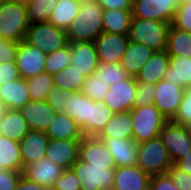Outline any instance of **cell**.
I'll return each mask as SVG.
<instances>
[{
	"label": "cell",
	"mask_w": 191,
	"mask_h": 190,
	"mask_svg": "<svg viewBox=\"0 0 191 190\" xmlns=\"http://www.w3.org/2000/svg\"><path fill=\"white\" fill-rule=\"evenodd\" d=\"M169 66V56L167 52H154L151 58L141 68L139 74L135 77L137 82L157 84L163 80V76Z\"/></svg>",
	"instance_id": "cell-27"
},
{
	"label": "cell",
	"mask_w": 191,
	"mask_h": 190,
	"mask_svg": "<svg viewBox=\"0 0 191 190\" xmlns=\"http://www.w3.org/2000/svg\"><path fill=\"white\" fill-rule=\"evenodd\" d=\"M49 138L44 131H32L19 142L23 168L45 157Z\"/></svg>",
	"instance_id": "cell-20"
},
{
	"label": "cell",
	"mask_w": 191,
	"mask_h": 190,
	"mask_svg": "<svg viewBox=\"0 0 191 190\" xmlns=\"http://www.w3.org/2000/svg\"><path fill=\"white\" fill-rule=\"evenodd\" d=\"M19 110L32 131L46 132L56 115L46 101H29Z\"/></svg>",
	"instance_id": "cell-15"
},
{
	"label": "cell",
	"mask_w": 191,
	"mask_h": 190,
	"mask_svg": "<svg viewBox=\"0 0 191 190\" xmlns=\"http://www.w3.org/2000/svg\"><path fill=\"white\" fill-rule=\"evenodd\" d=\"M136 93V78L129 76L125 80L110 85L102 102L115 113L131 111L134 108Z\"/></svg>",
	"instance_id": "cell-10"
},
{
	"label": "cell",
	"mask_w": 191,
	"mask_h": 190,
	"mask_svg": "<svg viewBox=\"0 0 191 190\" xmlns=\"http://www.w3.org/2000/svg\"><path fill=\"white\" fill-rule=\"evenodd\" d=\"M155 85L145 82H137V93L134 107L151 105L154 103Z\"/></svg>",
	"instance_id": "cell-43"
},
{
	"label": "cell",
	"mask_w": 191,
	"mask_h": 190,
	"mask_svg": "<svg viewBox=\"0 0 191 190\" xmlns=\"http://www.w3.org/2000/svg\"><path fill=\"white\" fill-rule=\"evenodd\" d=\"M165 51L167 55L191 57V32L180 30L171 24L167 32Z\"/></svg>",
	"instance_id": "cell-31"
},
{
	"label": "cell",
	"mask_w": 191,
	"mask_h": 190,
	"mask_svg": "<svg viewBox=\"0 0 191 190\" xmlns=\"http://www.w3.org/2000/svg\"><path fill=\"white\" fill-rule=\"evenodd\" d=\"M45 133L49 139L81 140L83 138L76 121L66 113H56Z\"/></svg>",
	"instance_id": "cell-25"
},
{
	"label": "cell",
	"mask_w": 191,
	"mask_h": 190,
	"mask_svg": "<svg viewBox=\"0 0 191 190\" xmlns=\"http://www.w3.org/2000/svg\"><path fill=\"white\" fill-rule=\"evenodd\" d=\"M63 113L73 118L80 127L83 136H87V120L90 113V98L82 92L72 91L64 100Z\"/></svg>",
	"instance_id": "cell-22"
},
{
	"label": "cell",
	"mask_w": 191,
	"mask_h": 190,
	"mask_svg": "<svg viewBox=\"0 0 191 190\" xmlns=\"http://www.w3.org/2000/svg\"><path fill=\"white\" fill-rule=\"evenodd\" d=\"M80 140L49 139L45 157L64 169L79 159Z\"/></svg>",
	"instance_id": "cell-16"
},
{
	"label": "cell",
	"mask_w": 191,
	"mask_h": 190,
	"mask_svg": "<svg viewBox=\"0 0 191 190\" xmlns=\"http://www.w3.org/2000/svg\"><path fill=\"white\" fill-rule=\"evenodd\" d=\"M187 128H188V130H189V132H190V134H191V123H189V124L187 125Z\"/></svg>",
	"instance_id": "cell-57"
},
{
	"label": "cell",
	"mask_w": 191,
	"mask_h": 190,
	"mask_svg": "<svg viewBox=\"0 0 191 190\" xmlns=\"http://www.w3.org/2000/svg\"><path fill=\"white\" fill-rule=\"evenodd\" d=\"M113 156L116 167L134 166L137 163L138 143L133 139L99 138Z\"/></svg>",
	"instance_id": "cell-21"
},
{
	"label": "cell",
	"mask_w": 191,
	"mask_h": 190,
	"mask_svg": "<svg viewBox=\"0 0 191 190\" xmlns=\"http://www.w3.org/2000/svg\"><path fill=\"white\" fill-rule=\"evenodd\" d=\"M143 190H153L152 189V187L149 185V186H147L145 189H143Z\"/></svg>",
	"instance_id": "cell-58"
},
{
	"label": "cell",
	"mask_w": 191,
	"mask_h": 190,
	"mask_svg": "<svg viewBox=\"0 0 191 190\" xmlns=\"http://www.w3.org/2000/svg\"><path fill=\"white\" fill-rule=\"evenodd\" d=\"M29 131L20 110L6 109L0 117V133L5 137L20 142Z\"/></svg>",
	"instance_id": "cell-28"
},
{
	"label": "cell",
	"mask_w": 191,
	"mask_h": 190,
	"mask_svg": "<svg viewBox=\"0 0 191 190\" xmlns=\"http://www.w3.org/2000/svg\"><path fill=\"white\" fill-rule=\"evenodd\" d=\"M171 121L185 126L191 123V88L184 90L180 107Z\"/></svg>",
	"instance_id": "cell-41"
},
{
	"label": "cell",
	"mask_w": 191,
	"mask_h": 190,
	"mask_svg": "<svg viewBox=\"0 0 191 190\" xmlns=\"http://www.w3.org/2000/svg\"><path fill=\"white\" fill-rule=\"evenodd\" d=\"M71 49L70 44L67 46L55 50L52 53H48L44 65V71L51 75L58 73L70 65Z\"/></svg>",
	"instance_id": "cell-39"
},
{
	"label": "cell",
	"mask_w": 191,
	"mask_h": 190,
	"mask_svg": "<svg viewBox=\"0 0 191 190\" xmlns=\"http://www.w3.org/2000/svg\"><path fill=\"white\" fill-rule=\"evenodd\" d=\"M80 10V0H59L50 15L49 22L66 30L73 23Z\"/></svg>",
	"instance_id": "cell-34"
},
{
	"label": "cell",
	"mask_w": 191,
	"mask_h": 190,
	"mask_svg": "<svg viewBox=\"0 0 191 190\" xmlns=\"http://www.w3.org/2000/svg\"><path fill=\"white\" fill-rule=\"evenodd\" d=\"M103 10H132V0H96Z\"/></svg>",
	"instance_id": "cell-51"
},
{
	"label": "cell",
	"mask_w": 191,
	"mask_h": 190,
	"mask_svg": "<svg viewBox=\"0 0 191 190\" xmlns=\"http://www.w3.org/2000/svg\"><path fill=\"white\" fill-rule=\"evenodd\" d=\"M25 41L46 54L69 44L65 30L54 26L50 22L30 24Z\"/></svg>",
	"instance_id": "cell-6"
},
{
	"label": "cell",
	"mask_w": 191,
	"mask_h": 190,
	"mask_svg": "<svg viewBox=\"0 0 191 190\" xmlns=\"http://www.w3.org/2000/svg\"><path fill=\"white\" fill-rule=\"evenodd\" d=\"M159 138L166 147L173 165L183 159L191 150V134L185 125L167 121Z\"/></svg>",
	"instance_id": "cell-7"
},
{
	"label": "cell",
	"mask_w": 191,
	"mask_h": 190,
	"mask_svg": "<svg viewBox=\"0 0 191 190\" xmlns=\"http://www.w3.org/2000/svg\"><path fill=\"white\" fill-rule=\"evenodd\" d=\"M169 56V66L163 76V80L181 86L184 89L191 88V57Z\"/></svg>",
	"instance_id": "cell-26"
},
{
	"label": "cell",
	"mask_w": 191,
	"mask_h": 190,
	"mask_svg": "<svg viewBox=\"0 0 191 190\" xmlns=\"http://www.w3.org/2000/svg\"><path fill=\"white\" fill-rule=\"evenodd\" d=\"M132 126H133L132 117L129 111L115 113L97 137L132 139L133 138Z\"/></svg>",
	"instance_id": "cell-29"
},
{
	"label": "cell",
	"mask_w": 191,
	"mask_h": 190,
	"mask_svg": "<svg viewBox=\"0 0 191 190\" xmlns=\"http://www.w3.org/2000/svg\"><path fill=\"white\" fill-rule=\"evenodd\" d=\"M17 49H18V42L0 38V63L15 61Z\"/></svg>",
	"instance_id": "cell-46"
},
{
	"label": "cell",
	"mask_w": 191,
	"mask_h": 190,
	"mask_svg": "<svg viewBox=\"0 0 191 190\" xmlns=\"http://www.w3.org/2000/svg\"><path fill=\"white\" fill-rule=\"evenodd\" d=\"M24 0L0 4V38L20 42L29 27Z\"/></svg>",
	"instance_id": "cell-3"
},
{
	"label": "cell",
	"mask_w": 191,
	"mask_h": 190,
	"mask_svg": "<svg viewBox=\"0 0 191 190\" xmlns=\"http://www.w3.org/2000/svg\"><path fill=\"white\" fill-rule=\"evenodd\" d=\"M79 159L90 164V166L116 168L113 156L97 136H83L80 140Z\"/></svg>",
	"instance_id": "cell-14"
},
{
	"label": "cell",
	"mask_w": 191,
	"mask_h": 190,
	"mask_svg": "<svg viewBox=\"0 0 191 190\" xmlns=\"http://www.w3.org/2000/svg\"><path fill=\"white\" fill-rule=\"evenodd\" d=\"M174 166L182 172H186L191 175V150L183 159L178 160Z\"/></svg>",
	"instance_id": "cell-52"
},
{
	"label": "cell",
	"mask_w": 191,
	"mask_h": 190,
	"mask_svg": "<svg viewBox=\"0 0 191 190\" xmlns=\"http://www.w3.org/2000/svg\"><path fill=\"white\" fill-rule=\"evenodd\" d=\"M0 169L22 171L19 142L0 135Z\"/></svg>",
	"instance_id": "cell-30"
},
{
	"label": "cell",
	"mask_w": 191,
	"mask_h": 190,
	"mask_svg": "<svg viewBox=\"0 0 191 190\" xmlns=\"http://www.w3.org/2000/svg\"><path fill=\"white\" fill-rule=\"evenodd\" d=\"M20 78L16 62L0 63V85Z\"/></svg>",
	"instance_id": "cell-50"
},
{
	"label": "cell",
	"mask_w": 191,
	"mask_h": 190,
	"mask_svg": "<svg viewBox=\"0 0 191 190\" xmlns=\"http://www.w3.org/2000/svg\"><path fill=\"white\" fill-rule=\"evenodd\" d=\"M58 1L59 0H26L25 5L29 24L49 22L50 15Z\"/></svg>",
	"instance_id": "cell-37"
},
{
	"label": "cell",
	"mask_w": 191,
	"mask_h": 190,
	"mask_svg": "<svg viewBox=\"0 0 191 190\" xmlns=\"http://www.w3.org/2000/svg\"><path fill=\"white\" fill-rule=\"evenodd\" d=\"M13 1H15V0H0V4L10 3Z\"/></svg>",
	"instance_id": "cell-56"
},
{
	"label": "cell",
	"mask_w": 191,
	"mask_h": 190,
	"mask_svg": "<svg viewBox=\"0 0 191 190\" xmlns=\"http://www.w3.org/2000/svg\"><path fill=\"white\" fill-rule=\"evenodd\" d=\"M172 165L167 149L159 137L138 143L136 166L150 177L167 173Z\"/></svg>",
	"instance_id": "cell-5"
},
{
	"label": "cell",
	"mask_w": 191,
	"mask_h": 190,
	"mask_svg": "<svg viewBox=\"0 0 191 190\" xmlns=\"http://www.w3.org/2000/svg\"><path fill=\"white\" fill-rule=\"evenodd\" d=\"M15 190H34V182L21 175Z\"/></svg>",
	"instance_id": "cell-53"
},
{
	"label": "cell",
	"mask_w": 191,
	"mask_h": 190,
	"mask_svg": "<svg viewBox=\"0 0 191 190\" xmlns=\"http://www.w3.org/2000/svg\"><path fill=\"white\" fill-rule=\"evenodd\" d=\"M46 57L47 54L40 49L33 47L25 40L20 41L15 60L20 77L28 79L45 72Z\"/></svg>",
	"instance_id": "cell-11"
},
{
	"label": "cell",
	"mask_w": 191,
	"mask_h": 190,
	"mask_svg": "<svg viewBox=\"0 0 191 190\" xmlns=\"http://www.w3.org/2000/svg\"><path fill=\"white\" fill-rule=\"evenodd\" d=\"M6 108L4 107L3 102L0 100V117L4 114Z\"/></svg>",
	"instance_id": "cell-55"
},
{
	"label": "cell",
	"mask_w": 191,
	"mask_h": 190,
	"mask_svg": "<svg viewBox=\"0 0 191 190\" xmlns=\"http://www.w3.org/2000/svg\"><path fill=\"white\" fill-rule=\"evenodd\" d=\"M129 112L133 123L132 139L137 143L159 137L168 121L154 104L134 107Z\"/></svg>",
	"instance_id": "cell-4"
},
{
	"label": "cell",
	"mask_w": 191,
	"mask_h": 190,
	"mask_svg": "<svg viewBox=\"0 0 191 190\" xmlns=\"http://www.w3.org/2000/svg\"><path fill=\"white\" fill-rule=\"evenodd\" d=\"M30 101H45L48 92L54 87L53 75L43 72L26 79Z\"/></svg>",
	"instance_id": "cell-36"
},
{
	"label": "cell",
	"mask_w": 191,
	"mask_h": 190,
	"mask_svg": "<svg viewBox=\"0 0 191 190\" xmlns=\"http://www.w3.org/2000/svg\"><path fill=\"white\" fill-rule=\"evenodd\" d=\"M115 114L106 104L90 99L89 120H87V136H98L105 125Z\"/></svg>",
	"instance_id": "cell-33"
},
{
	"label": "cell",
	"mask_w": 191,
	"mask_h": 190,
	"mask_svg": "<svg viewBox=\"0 0 191 190\" xmlns=\"http://www.w3.org/2000/svg\"><path fill=\"white\" fill-rule=\"evenodd\" d=\"M168 174L173 180V183L177 186L179 190H191V175L182 172L172 165L168 169Z\"/></svg>",
	"instance_id": "cell-47"
},
{
	"label": "cell",
	"mask_w": 191,
	"mask_h": 190,
	"mask_svg": "<svg viewBox=\"0 0 191 190\" xmlns=\"http://www.w3.org/2000/svg\"><path fill=\"white\" fill-rule=\"evenodd\" d=\"M132 16V10H103L102 20L104 32L128 34Z\"/></svg>",
	"instance_id": "cell-32"
},
{
	"label": "cell",
	"mask_w": 191,
	"mask_h": 190,
	"mask_svg": "<svg viewBox=\"0 0 191 190\" xmlns=\"http://www.w3.org/2000/svg\"><path fill=\"white\" fill-rule=\"evenodd\" d=\"M184 88L166 80H160L155 84L154 105L161 114L171 121L180 107Z\"/></svg>",
	"instance_id": "cell-12"
},
{
	"label": "cell",
	"mask_w": 191,
	"mask_h": 190,
	"mask_svg": "<svg viewBox=\"0 0 191 190\" xmlns=\"http://www.w3.org/2000/svg\"><path fill=\"white\" fill-rule=\"evenodd\" d=\"M34 190H56L54 185L41 186L40 184L34 182Z\"/></svg>",
	"instance_id": "cell-54"
},
{
	"label": "cell",
	"mask_w": 191,
	"mask_h": 190,
	"mask_svg": "<svg viewBox=\"0 0 191 190\" xmlns=\"http://www.w3.org/2000/svg\"><path fill=\"white\" fill-rule=\"evenodd\" d=\"M109 87L110 85L99 77V72L96 70L92 75L85 77L81 92L91 100L102 102Z\"/></svg>",
	"instance_id": "cell-38"
},
{
	"label": "cell",
	"mask_w": 191,
	"mask_h": 190,
	"mask_svg": "<svg viewBox=\"0 0 191 190\" xmlns=\"http://www.w3.org/2000/svg\"><path fill=\"white\" fill-rule=\"evenodd\" d=\"M64 168L55 164L46 157L40 158L32 164L23 168L22 175L28 180L36 182L41 186L53 185L63 174Z\"/></svg>",
	"instance_id": "cell-18"
},
{
	"label": "cell",
	"mask_w": 191,
	"mask_h": 190,
	"mask_svg": "<svg viewBox=\"0 0 191 190\" xmlns=\"http://www.w3.org/2000/svg\"><path fill=\"white\" fill-rule=\"evenodd\" d=\"M69 44L71 49L70 65L76 67L85 77L92 75L98 66L94 42L81 41Z\"/></svg>",
	"instance_id": "cell-17"
},
{
	"label": "cell",
	"mask_w": 191,
	"mask_h": 190,
	"mask_svg": "<svg viewBox=\"0 0 191 190\" xmlns=\"http://www.w3.org/2000/svg\"><path fill=\"white\" fill-rule=\"evenodd\" d=\"M128 43V34H113L103 31L94 41L98 61L109 64L120 63Z\"/></svg>",
	"instance_id": "cell-13"
},
{
	"label": "cell",
	"mask_w": 191,
	"mask_h": 190,
	"mask_svg": "<svg viewBox=\"0 0 191 190\" xmlns=\"http://www.w3.org/2000/svg\"><path fill=\"white\" fill-rule=\"evenodd\" d=\"M72 91L65 90L62 87H52L48 92L46 102L56 113H63L64 100L67 99Z\"/></svg>",
	"instance_id": "cell-44"
},
{
	"label": "cell",
	"mask_w": 191,
	"mask_h": 190,
	"mask_svg": "<svg viewBox=\"0 0 191 190\" xmlns=\"http://www.w3.org/2000/svg\"><path fill=\"white\" fill-rule=\"evenodd\" d=\"M53 78L57 88L77 92H81L85 80V76L71 65L54 74Z\"/></svg>",
	"instance_id": "cell-35"
},
{
	"label": "cell",
	"mask_w": 191,
	"mask_h": 190,
	"mask_svg": "<svg viewBox=\"0 0 191 190\" xmlns=\"http://www.w3.org/2000/svg\"><path fill=\"white\" fill-rule=\"evenodd\" d=\"M56 190H80L81 181L72 168L64 169L63 174L53 184Z\"/></svg>",
	"instance_id": "cell-42"
},
{
	"label": "cell",
	"mask_w": 191,
	"mask_h": 190,
	"mask_svg": "<svg viewBox=\"0 0 191 190\" xmlns=\"http://www.w3.org/2000/svg\"><path fill=\"white\" fill-rule=\"evenodd\" d=\"M182 2L191 3V0H182Z\"/></svg>",
	"instance_id": "cell-59"
},
{
	"label": "cell",
	"mask_w": 191,
	"mask_h": 190,
	"mask_svg": "<svg viewBox=\"0 0 191 190\" xmlns=\"http://www.w3.org/2000/svg\"><path fill=\"white\" fill-rule=\"evenodd\" d=\"M154 52L143 44L129 41L119 64L130 77H136Z\"/></svg>",
	"instance_id": "cell-24"
},
{
	"label": "cell",
	"mask_w": 191,
	"mask_h": 190,
	"mask_svg": "<svg viewBox=\"0 0 191 190\" xmlns=\"http://www.w3.org/2000/svg\"><path fill=\"white\" fill-rule=\"evenodd\" d=\"M172 24L180 30L191 32V3L183 2L179 6Z\"/></svg>",
	"instance_id": "cell-45"
},
{
	"label": "cell",
	"mask_w": 191,
	"mask_h": 190,
	"mask_svg": "<svg viewBox=\"0 0 191 190\" xmlns=\"http://www.w3.org/2000/svg\"><path fill=\"white\" fill-rule=\"evenodd\" d=\"M103 9L96 0H80V10L65 33L69 43L94 42L104 31Z\"/></svg>",
	"instance_id": "cell-1"
},
{
	"label": "cell",
	"mask_w": 191,
	"mask_h": 190,
	"mask_svg": "<svg viewBox=\"0 0 191 190\" xmlns=\"http://www.w3.org/2000/svg\"><path fill=\"white\" fill-rule=\"evenodd\" d=\"M171 24L132 16L129 41L140 43L155 52L166 49L167 32Z\"/></svg>",
	"instance_id": "cell-2"
},
{
	"label": "cell",
	"mask_w": 191,
	"mask_h": 190,
	"mask_svg": "<svg viewBox=\"0 0 191 190\" xmlns=\"http://www.w3.org/2000/svg\"><path fill=\"white\" fill-rule=\"evenodd\" d=\"M150 176L138 166L116 167L113 190H143L150 184Z\"/></svg>",
	"instance_id": "cell-19"
},
{
	"label": "cell",
	"mask_w": 191,
	"mask_h": 190,
	"mask_svg": "<svg viewBox=\"0 0 191 190\" xmlns=\"http://www.w3.org/2000/svg\"><path fill=\"white\" fill-rule=\"evenodd\" d=\"M149 185L153 190H179L168 172L152 176Z\"/></svg>",
	"instance_id": "cell-49"
},
{
	"label": "cell",
	"mask_w": 191,
	"mask_h": 190,
	"mask_svg": "<svg viewBox=\"0 0 191 190\" xmlns=\"http://www.w3.org/2000/svg\"><path fill=\"white\" fill-rule=\"evenodd\" d=\"M182 0H134L132 15L172 24Z\"/></svg>",
	"instance_id": "cell-9"
},
{
	"label": "cell",
	"mask_w": 191,
	"mask_h": 190,
	"mask_svg": "<svg viewBox=\"0 0 191 190\" xmlns=\"http://www.w3.org/2000/svg\"><path fill=\"white\" fill-rule=\"evenodd\" d=\"M22 171L0 169V190H15Z\"/></svg>",
	"instance_id": "cell-48"
},
{
	"label": "cell",
	"mask_w": 191,
	"mask_h": 190,
	"mask_svg": "<svg viewBox=\"0 0 191 190\" xmlns=\"http://www.w3.org/2000/svg\"><path fill=\"white\" fill-rule=\"evenodd\" d=\"M97 71L99 72V77L108 85H113L129 77L119 63L109 64L98 61Z\"/></svg>",
	"instance_id": "cell-40"
},
{
	"label": "cell",
	"mask_w": 191,
	"mask_h": 190,
	"mask_svg": "<svg viewBox=\"0 0 191 190\" xmlns=\"http://www.w3.org/2000/svg\"><path fill=\"white\" fill-rule=\"evenodd\" d=\"M81 181L80 190H110L114 181V171L109 166H90L78 159L71 167Z\"/></svg>",
	"instance_id": "cell-8"
},
{
	"label": "cell",
	"mask_w": 191,
	"mask_h": 190,
	"mask_svg": "<svg viewBox=\"0 0 191 190\" xmlns=\"http://www.w3.org/2000/svg\"><path fill=\"white\" fill-rule=\"evenodd\" d=\"M0 100L6 109L22 108L30 101L26 79L20 77L0 85Z\"/></svg>",
	"instance_id": "cell-23"
}]
</instances>
